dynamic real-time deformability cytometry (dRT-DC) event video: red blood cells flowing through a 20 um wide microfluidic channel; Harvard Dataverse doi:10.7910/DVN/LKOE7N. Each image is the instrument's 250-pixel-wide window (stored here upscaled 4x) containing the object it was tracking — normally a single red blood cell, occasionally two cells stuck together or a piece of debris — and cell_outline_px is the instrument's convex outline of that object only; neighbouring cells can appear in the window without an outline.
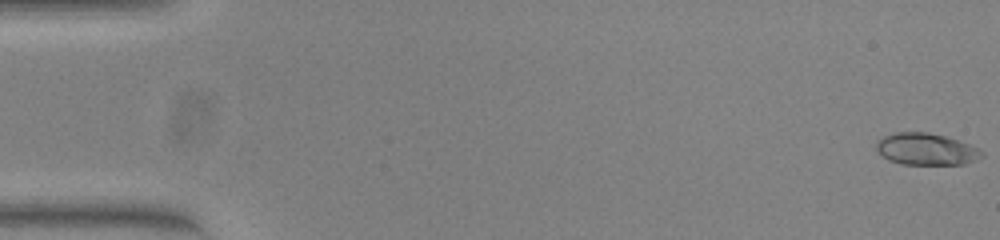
{"species": "common noctule bat (a hibernating species)", "species_latin": "Nyctalus noctula", "temperature_condition": "warm", "stored_images_in_passage": 54, "camera_frame_rate_fps": 3000, "um_per_image_px": 0.085, "animal": {"sex": "female", "body_mass_g": 23.0, "forearm_length_mm": 53.4}, "frame": {"image": 1, "passage_image": 1, "time_ms": 0.0, "image_size_px": [1000, 240], "cell_outline_px": [[984, 156], [976, 160], [964, 164], [904, 164], [888, 160], [876, 148], [876, 140], [884, 136], [896, 132], [928, 132], [944, 136], [980, 148], [984, 152]], "centroid_in_image_um": [78.74, 12.67], "position_along_channel_um": 6.3, "area_um2": 19.48}}
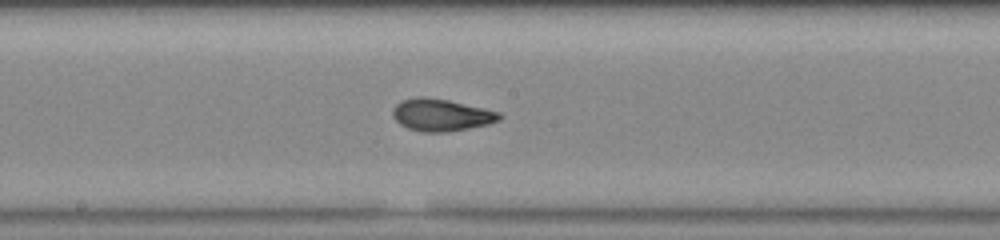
{"frame": {"image": 2, "passage_image": 29, "time_ms": 9.333, "image_size_px": [1000, 240], "cell_outline_px": [[504, 116], [500, 120], [488, 124], [448, 132], [420, 132], [408, 128], [400, 124], [392, 116], [392, 108], [400, 100], [416, 96], [424, 96], [448, 100], [484, 108], [500, 112]], "centroid_in_image_um": [37.49, 9.76], "position_along_channel_um": 210.7, "area_um2": 20.23}}
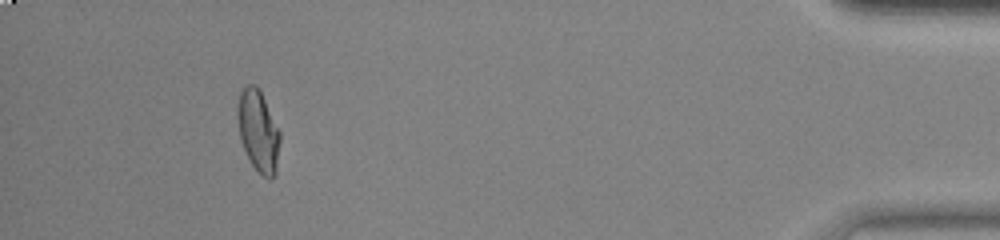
{"frame": {"image": 3, "passage_image": 50, "time_ms": 16.333, "image_size_px": [1000, 240], "cell_outline_px": [[280, 140], [276, 172], [272, 180], [268, 180], [252, 164], [240, 140], [236, 116], [236, 112], [240, 92], [248, 84], [256, 84], [260, 88], [280, 132]], "centroid_in_image_um": [21.95, 11.1], "position_along_channel_um": 413.3, "area_um2": 20.29}, "authors_computed_cell_mechanics": {"area_um2": 19.5942, "velocity_mm_per_s": 3.8412, "shape_relaxation_time_tau1_ms": null, "shape_relaxation_time_tau2_ms": 0.9862, "deformation_change_tau1": null, "deformation_change_tau2": 0.0585}}